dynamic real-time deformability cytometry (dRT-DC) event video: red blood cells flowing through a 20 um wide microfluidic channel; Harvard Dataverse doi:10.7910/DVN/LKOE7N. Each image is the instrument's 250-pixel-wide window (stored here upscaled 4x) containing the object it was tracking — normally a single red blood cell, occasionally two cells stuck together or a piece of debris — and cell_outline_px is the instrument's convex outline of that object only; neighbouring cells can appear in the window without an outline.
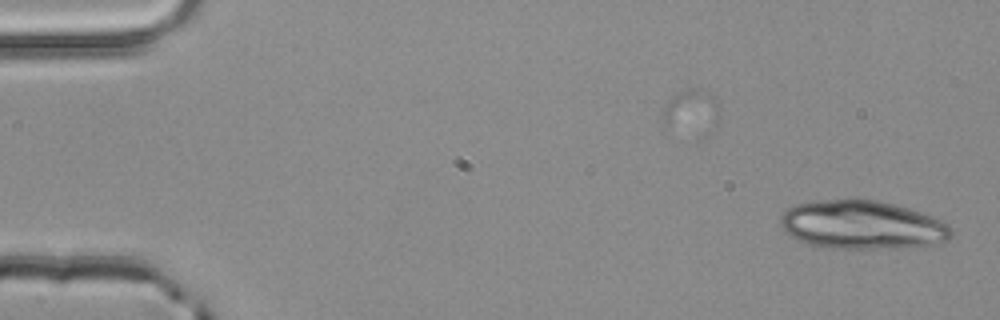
{"species": "common noctule bat (a hibernating species)", "species_latin": "Nyctalus noctula", "temperature_condition": "room temperature", "stored_images_in_passage": 27, "camera_frame_rate_fps": 3000, "um_per_image_px": 0.085, "animal": {"sex": "male", "body_mass_g": 20.4}, "frame": {"image": 1, "passage_image": 1, "time_ms": 0.0, "image_size_px": [1000, 320], "cell_outline_px": [[952, 236], [948, 240], [932, 244], [888, 248], [824, 248], [804, 244], [784, 232], [780, 224], [780, 216], [792, 204], [816, 200], [852, 196], [876, 200], [908, 208], [920, 212], [940, 220], [948, 224], [952, 232]], "centroid_in_image_um": [73.18, 19.08], "position_along_channel_um": 11.8, "area_um2": 49.19}}